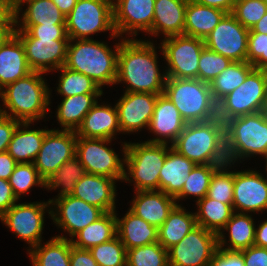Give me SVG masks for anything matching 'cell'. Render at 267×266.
<instances>
[{
	"label": "cell",
	"instance_id": "11",
	"mask_svg": "<svg viewBox=\"0 0 267 266\" xmlns=\"http://www.w3.org/2000/svg\"><path fill=\"white\" fill-rule=\"evenodd\" d=\"M110 139L84 138L77 136L76 157L85 167L87 174L103 175L116 180H127L124 164L112 149L104 144Z\"/></svg>",
	"mask_w": 267,
	"mask_h": 266
},
{
	"label": "cell",
	"instance_id": "10",
	"mask_svg": "<svg viewBox=\"0 0 267 266\" xmlns=\"http://www.w3.org/2000/svg\"><path fill=\"white\" fill-rule=\"evenodd\" d=\"M218 249V235L197 225L168 249L169 266H209Z\"/></svg>",
	"mask_w": 267,
	"mask_h": 266
},
{
	"label": "cell",
	"instance_id": "56",
	"mask_svg": "<svg viewBox=\"0 0 267 266\" xmlns=\"http://www.w3.org/2000/svg\"><path fill=\"white\" fill-rule=\"evenodd\" d=\"M17 164L7 151L0 153V179L9 180Z\"/></svg>",
	"mask_w": 267,
	"mask_h": 266
},
{
	"label": "cell",
	"instance_id": "43",
	"mask_svg": "<svg viewBox=\"0 0 267 266\" xmlns=\"http://www.w3.org/2000/svg\"><path fill=\"white\" fill-rule=\"evenodd\" d=\"M89 250L99 266H126L127 250L117 236Z\"/></svg>",
	"mask_w": 267,
	"mask_h": 266
},
{
	"label": "cell",
	"instance_id": "15",
	"mask_svg": "<svg viewBox=\"0 0 267 266\" xmlns=\"http://www.w3.org/2000/svg\"><path fill=\"white\" fill-rule=\"evenodd\" d=\"M77 135L72 130H49L34 160L39 176L45 180L76 156Z\"/></svg>",
	"mask_w": 267,
	"mask_h": 266
},
{
	"label": "cell",
	"instance_id": "44",
	"mask_svg": "<svg viewBox=\"0 0 267 266\" xmlns=\"http://www.w3.org/2000/svg\"><path fill=\"white\" fill-rule=\"evenodd\" d=\"M9 183L17 198L27 192L33 185L44 186V180L39 176L34 163H18L10 176Z\"/></svg>",
	"mask_w": 267,
	"mask_h": 266
},
{
	"label": "cell",
	"instance_id": "7",
	"mask_svg": "<svg viewBox=\"0 0 267 266\" xmlns=\"http://www.w3.org/2000/svg\"><path fill=\"white\" fill-rule=\"evenodd\" d=\"M112 31L113 25L112 0H77L72 11L66 16V31L72 42L78 39H89L88 35L99 31Z\"/></svg>",
	"mask_w": 267,
	"mask_h": 266
},
{
	"label": "cell",
	"instance_id": "27",
	"mask_svg": "<svg viewBox=\"0 0 267 266\" xmlns=\"http://www.w3.org/2000/svg\"><path fill=\"white\" fill-rule=\"evenodd\" d=\"M186 124L173 102L164 94L158 95L149 129L156 135L170 138L173 144Z\"/></svg>",
	"mask_w": 267,
	"mask_h": 266
},
{
	"label": "cell",
	"instance_id": "20",
	"mask_svg": "<svg viewBox=\"0 0 267 266\" xmlns=\"http://www.w3.org/2000/svg\"><path fill=\"white\" fill-rule=\"evenodd\" d=\"M55 205L58 206L60 216L57 217V213L55 216L53 211L49 214L56 224L70 233L71 237L104 214L100 208L72 195L56 199Z\"/></svg>",
	"mask_w": 267,
	"mask_h": 266
},
{
	"label": "cell",
	"instance_id": "39",
	"mask_svg": "<svg viewBox=\"0 0 267 266\" xmlns=\"http://www.w3.org/2000/svg\"><path fill=\"white\" fill-rule=\"evenodd\" d=\"M23 14V25L66 24V16L52 0H29Z\"/></svg>",
	"mask_w": 267,
	"mask_h": 266
},
{
	"label": "cell",
	"instance_id": "51",
	"mask_svg": "<svg viewBox=\"0 0 267 266\" xmlns=\"http://www.w3.org/2000/svg\"><path fill=\"white\" fill-rule=\"evenodd\" d=\"M20 121L0 113V153L6 152Z\"/></svg>",
	"mask_w": 267,
	"mask_h": 266
},
{
	"label": "cell",
	"instance_id": "3",
	"mask_svg": "<svg viewBox=\"0 0 267 266\" xmlns=\"http://www.w3.org/2000/svg\"><path fill=\"white\" fill-rule=\"evenodd\" d=\"M42 74L32 71L26 77L7 85L0 96L13 115L1 109L0 113L21 122L31 123L38 118L41 119L50 104L49 91L41 77Z\"/></svg>",
	"mask_w": 267,
	"mask_h": 266
},
{
	"label": "cell",
	"instance_id": "45",
	"mask_svg": "<svg viewBox=\"0 0 267 266\" xmlns=\"http://www.w3.org/2000/svg\"><path fill=\"white\" fill-rule=\"evenodd\" d=\"M231 63L229 58L205 47L199 57L198 79L210 83Z\"/></svg>",
	"mask_w": 267,
	"mask_h": 266
},
{
	"label": "cell",
	"instance_id": "32",
	"mask_svg": "<svg viewBox=\"0 0 267 266\" xmlns=\"http://www.w3.org/2000/svg\"><path fill=\"white\" fill-rule=\"evenodd\" d=\"M28 127L30 122H20L9 143L7 152L17 163H33L39 153L45 134L49 130H20ZM33 158V160H27ZM24 159V160H23Z\"/></svg>",
	"mask_w": 267,
	"mask_h": 266
},
{
	"label": "cell",
	"instance_id": "54",
	"mask_svg": "<svg viewBox=\"0 0 267 266\" xmlns=\"http://www.w3.org/2000/svg\"><path fill=\"white\" fill-rule=\"evenodd\" d=\"M70 266H99L90 250L71 246Z\"/></svg>",
	"mask_w": 267,
	"mask_h": 266
},
{
	"label": "cell",
	"instance_id": "13",
	"mask_svg": "<svg viewBox=\"0 0 267 266\" xmlns=\"http://www.w3.org/2000/svg\"><path fill=\"white\" fill-rule=\"evenodd\" d=\"M224 124L241 158L267 152V118L262 112L235 117Z\"/></svg>",
	"mask_w": 267,
	"mask_h": 266
},
{
	"label": "cell",
	"instance_id": "36",
	"mask_svg": "<svg viewBox=\"0 0 267 266\" xmlns=\"http://www.w3.org/2000/svg\"><path fill=\"white\" fill-rule=\"evenodd\" d=\"M255 67L245 62H232L209 84L212 97L218 103L227 94L238 88Z\"/></svg>",
	"mask_w": 267,
	"mask_h": 266
},
{
	"label": "cell",
	"instance_id": "47",
	"mask_svg": "<svg viewBox=\"0 0 267 266\" xmlns=\"http://www.w3.org/2000/svg\"><path fill=\"white\" fill-rule=\"evenodd\" d=\"M267 12V5L262 0H243L235 3L232 14L249 30Z\"/></svg>",
	"mask_w": 267,
	"mask_h": 266
},
{
	"label": "cell",
	"instance_id": "29",
	"mask_svg": "<svg viewBox=\"0 0 267 266\" xmlns=\"http://www.w3.org/2000/svg\"><path fill=\"white\" fill-rule=\"evenodd\" d=\"M226 14L221 9L204 6L188 0L185 14L184 35L205 39Z\"/></svg>",
	"mask_w": 267,
	"mask_h": 266
},
{
	"label": "cell",
	"instance_id": "6",
	"mask_svg": "<svg viewBox=\"0 0 267 266\" xmlns=\"http://www.w3.org/2000/svg\"><path fill=\"white\" fill-rule=\"evenodd\" d=\"M267 94V71L254 68L245 81L217 103V117L225 123L262 111Z\"/></svg>",
	"mask_w": 267,
	"mask_h": 266
},
{
	"label": "cell",
	"instance_id": "12",
	"mask_svg": "<svg viewBox=\"0 0 267 266\" xmlns=\"http://www.w3.org/2000/svg\"><path fill=\"white\" fill-rule=\"evenodd\" d=\"M249 29L232 13H226L204 39L205 47L229 58L232 62L247 61Z\"/></svg>",
	"mask_w": 267,
	"mask_h": 266
},
{
	"label": "cell",
	"instance_id": "31",
	"mask_svg": "<svg viewBox=\"0 0 267 266\" xmlns=\"http://www.w3.org/2000/svg\"><path fill=\"white\" fill-rule=\"evenodd\" d=\"M197 226L194 214L185 212L180 205H176L168 218L158 228V242L168 250L179 243L192 229Z\"/></svg>",
	"mask_w": 267,
	"mask_h": 266
},
{
	"label": "cell",
	"instance_id": "33",
	"mask_svg": "<svg viewBox=\"0 0 267 266\" xmlns=\"http://www.w3.org/2000/svg\"><path fill=\"white\" fill-rule=\"evenodd\" d=\"M115 214V212H105L96 221L77 232L74 236H77L78 240H71L72 245L89 250L112 240L117 236Z\"/></svg>",
	"mask_w": 267,
	"mask_h": 266
},
{
	"label": "cell",
	"instance_id": "58",
	"mask_svg": "<svg viewBox=\"0 0 267 266\" xmlns=\"http://www.w3.org/2000/svg\"><path fill=\"white\" fill-rule=\"evenodd\" d=\"M0 21H15V12L8 0H0Z\"/></svg>",
	"mask_w": 267,
	"mask_h": 266
},
{
	"label": "cell",
	"instance_id": "24",
	"mask_svg": "<svg viewBox=\"0 0 267 266\" xmlns=\"http://www.w3.org/2000/svg\"><path fill=\"white\" fill-rule=\"evenodd\" d=\"M97 103L85 115L75 133L84 138L111 140L116 131H121L116 105L114 108H110L109 105L99 106Z\"/></svg>",
	"mask_w": 267,
	"mask_h": 266
},
{
	"label": "cell",
	"instance_id": "17",
	"mask_svg": "<svg viewBox=\"0 0 267 266\" xmlns=\"http://www.w3.org/2000/svg\"><path fill=\"white\" fill-rule=\"evenodd\" d=\"M160 94L125 92L116 104L121 132H134L149 127L157 97Z\"/></svg>",
	"mask_w": 267,
	"mask_h": 266
},
{
	"label": "cell",
	"instance_id": "55",
	"mask_svg": "<svg viewBox=\"0 0 267 266\" xmlns=\"http://www.w3.org/2000/svg\"><path fill=\"white\" fill-rule=\"evenodd\" d=\"M9 180L0 179V217L16 203Z\"/></svg>",
	"mask_w": 267,
	"mask_h": 266
},
{
	"label": "cell",
	"instance_id": "62",
	"mask_svg": "<svg viewBox=\"0 0 267 266\" xmlns=\"http://www.w3.org/2000/svg\"><path fill=\"white\" fill-rule=\"evenodd\" d=\"M254 33H265L267 34V12L264 16L250 29Z\"/></svg>",
	"mask_w": 267,
	"mask_h": 266
},
{
	"label": "cell",
	"instance_id": "21",
	"mask_svg": "<svg viewBox=\"0 0 267 266\" xmlns=\"http://www.w3.org/2000/svg\"><path fill=\"white\" fill-rule=\"evenodd\" d=\"M116 179L103 175L85 174L75 185L72 196L105 212L115 210V181Z\"/></svg>",
	"mask_w": 267,
	"mask_h": 266
},
{
	"label": "cell",
	"instance_id": "22",
	"mask_svg": "<svg viewBox=\"0 0 267 266\" xmlns=\"http://www.w3.org/2000/svg\"><path fill=\"white\" fill-rule=\"evenodd\" d=\"M31 72L23 45L12 32L0 43V91Z\"/></svg>",
	"mask_w": 267,
	"mask_h": 266
},
{
	"label": "cell",
	"instance_id": "9",
	"mask_svg": "<svg viewBox=\"0 0 267 266\" xmlns=\"http://www.w3.org/2000/svg\"><path fill=\"white\" fill-rule=\"evenodd\" d=\"M205 48L203 39L178 35L167 37L162 43L164 57L169 65L167 77L198 79L199 57Z\"/></svg>",
	"mask_w": 267,
	"mask_h": 266
},
{
	"label": "cell",
	"instance_id": "53",
	"mask_svg": "<svg viewBox=\"0 0 267 266\" xmlns=\"http://www.w3.org/2000/svg\"><path fill=\"white\" fill-rule=\"evenodd\" d=\"M239 252L243 255L245 266H267V248L252 245Z\"/></svg>",
	"mask_w": 267,
	"mask_h": 266
},
{
	"label": "cell",
	"instance_id": "57",
	"mask_svg": "<svg viewBox=\"0 0 267 266\" xmlns=\"http://www.w3.org/2000/svg\"><path fill=\"white\" fill-rule=\"evenodd\" d=\"M194 1L204 6L221 9L226 13H232L235 5L234 0H194Z\"/></svg>",
	"mask_w": 267,
	"mask_h": 266
},
{
	"label": "cell",
	"instance_id": "64",
	"mask_svg": "<svg viewBox=\"0 0 267 266\" xmlns=\"http://www.w3.org/2000/svg\"><path fill=\"white\" fill-rule=\"evenodd\" d=\"M261 112L267 118V94H266V98H265L264 105H263V108H262V111Z\"/></svg>",
	"mask_w": 267,
	"mask_h": 266
},
{
	"label": "cell",
	"instance_id": "63",
	"mask_svg": "<svg viewBox=\"0 0 267 266\" xmlns=\"http://www.w3.org/2000/svg\"><path fill=\"white\" fill-rule=\"evenodd\" d=\"M29 0H12V8L15 12V25L18 23V14H19V11H20V4L22 5L23 2H27Z\"/></svg>",
	"mask_w": 267,
	"mask_h": 266
},
{
	"label": "cell",
	"instance_id": "42",
	"mask_svg": "<svg viewBox=\"0 0 267 266\" xmlns=\"http://www.w3.org/2000/svg\"><path fill=\"white\" fill-rule=\"evenodd\" d=\"M241 158L238 148L235 146L233 139L224 132L218 139L215 150L210 154L206 160L204 166L211 174H223L230 173L228 171L221 170L227 164H231L235 159Z\"/></svg>",
	"mask_w": 267,
	"mask_h": 266
},
{
	"label": "cell",
	"instance_id": "8",
	"mask_svg": "<svg viewBox=\"0 0 267 266\" xmlns=\"http://www.w3.org/2000/svg\"><path fill=\"white\" fill-rule=\"evenodd\" d=\"M224 132L225 124L218 117L203 122L187 123L171 148L196 165H204Z\"/></svg>",
	"mask_w": 267,
	"mask_h": 266
},
{
	"label": "cell",
	"instance_id": "19",
	"mask_svg": "<svg viewBox=\"0 0 267 266\" xmlns=\"http://www.w3.org/2000/svg\"><path fill=\"white\" fill-rule=\"evenodd\" d=\"M267 210V180L256 171L234 172L233 210Z\"/></svg>",
	"mask_w": 267,
	"mask_h": 266
},
{
	"label": "cell",
	"instance_id": "37",
	"mask_svg": "<svg viewBox=\"0 0 267 266\" xmlns=\"http://www.w3.org/2000/svg\"><path fill=\"white\" fill-rule=\"evenodd\" d=\"M86 174L85 167L80 163L79 159L75 156L71 160L65 162L59 169L52 173L44 180V186L48 189H55L62 186L58 198L70 196L74 192L77 182Z\"/></svg>",
	"mask_w": 267,
	"mask_h": 266
},
{
	"label": "cell",
	"instance_id": "50",
	"mask_svg": "<svg viewBox=\"0 0 267 266\" xmlns=\"http://www.w3.org/2000/svg\"><path fill=\"white\" fill-rule=\"evenodd\" d=\"M13 31H27L32 37L37 39H69L66 31V24L52 25H22Z\"/></svg>",
	"mask_w": 267,
	"mask_h": 266
},
{
	"label": "cell",
	"instance_id": "34",
	"mask_svg": "<svg viewBox=\"0 0 267 266\" xmlns=\"http://www.w3.org/2000/svg\"><path fill=\"white\" fill-rule=\"evenodd\" d=\"M102 94H79L64 97L58 107L57 119L64 130L76 131L85 115L97 102L95 98Z\"/></svg>",
	"mask_w": 267,
	"mask_h": 266
},
{
	"label": "cell",
	"instance_id": "4",
	"mask_svg": "<svg viewBox=\"0 0 267 266\" xmlns=\"http://www.w3.org/2000/svg\"><path fill=\"white\" fill-rule=\"evenodd\" d=\"M163 94L177 107L186 123L217 117V103L212 97L209 83L199 79L167 77Z\"/></svg>",
	"mask_w": 267,
	"mask_h": 266
},
{
	"label": "cell",
	"instance_id": "5",
	"mask_svg": "<svg viewBox=\"0 0 267 266\" xmlns=\"http://www.w3.org/2000/svg\"><path fill=\"white\" fill-rule=\"evenodd\" d=\"M123 160L134 178L137 191H159V173L166 159L165 139H152L145 143L124 144Z\"/></svg>",
	"mask_w": 267,
	"mask_h": 266
},
{
	"label": "cell",
	"instance_id": "46",
	"mask_svg": "<svg viewBox=\"0 0 267 266\" xmlns=\"http://www.w3.org/2000/svg\"><path fill=\"white\" fill-rule=\"evenodd\" d=\"M212 175L204 165H196L190 172L188 179L182 187L181 192L175 197V200L188 195L198 197V200L207 195Z\"/></svg>",
	"mask_w": 267,
	"mask_h": 266
},
{
	"label": "cell",
	"instance_id": "35",
	"mask_svg": "<svg viewBox=\"0 0 267 266\" xmlns=\"http://www.w3.org/2000/svg\"><path fill=\"white\" fill-rule=\"evenodd\" d=\"M71 239L57 236L43 247L34 246L30 258L33 266H70Z\"/></svg>",
	"mask_w": 267,
	"mask_h": 266
},
{
	"label": "cell",
	"instance_id": "14",
	"mask_svg": "<svg viewBox=\"0 0 267 266\" xmlns=\"http://www.w3.org/2000/svg\"><path fill=\"white\" fill-rule=\"evenodd\" d=\"M13 33L20 39L32 71L45 73L65 66L70 39H37L27 31Z\"/></svg>",
	"mask_w": 267,
	"mask_h": 266
},
{
	"label": "cell",
	"instance_id": "66",
	"mask_svg": "<svg viewBox=\"0 0 267 266\" xmlns=\"http://www.w3.org/2000/svg\"><path fill=\"white\" fill-rule=\"evenodd\" d=\"M240 1H243V0H234L235 3L240 2Z\"/></svg>",
	"mask_w": 267,
	"mask_h": 266
},
{
	"label": "cell",
	"instance_id": "61",
	"mask_svg": "<svg viewBox=\"0 0 267 266\" xmlns=\"http://www.w3.org/2000/svg\"><path fill=\"white\" fill-rule=\"evenodd\" d=\"M15 21H0V43L13 32Z\"/></svg>",
	"mask_w": 267,
	"mask_h": 266
},
{
	"label": "cell",
	"instance_id": "30",
	"mask_svg": "<svg viewBox=\"0 0 267 266\" xmlns=\"http://www.w3.org/2000/svg\"><path fill=\"white\" fill-rule=\"evenodd\" d=\"M199 212L195 213L197 225L218 235V248L225 243L221 228L230 220L234 210L229 204L216 201L207 196L197 201Z\"/></svg>",
	"mask_w": 267,
	"mask_h": 266
},
{
	"label": "cell",
	"instance_id": "16",
	"mask_svg": "<svg viewBox=\"0 0 267 266\" xmlns=\"http://www.w3.org/2000/svg\"><path fill=\"white\" fill-rule=\"evenodd\" d=\"M46 206L47 203L14 204L0 219L19 238L29 242L33 248L41 242Z\"/></svg>",
	"mask_w": 267,
	"mask_h": 266
},
{
	"label": "cell",
	"instance_id": "1",
	"mask_svg": "<svg viewBox=\"0 0 267 266\" xmlns=\"http://www.w3.org/2000/svg\"><path fill=\"white\" fill-rule=\"evenodd\" d=\"M153 43L125 39L118 54L116 81L130 86L126 92L163 94L167 75L161 76Z\"/></svg>",
	"mask_w": 267,
	"mask_h": 266
},
{
	"label": "cell",
	"instance_id": "18",
	"mask_svg": "<svg viewBox=\"0 0 267 266\" xmlns=\"http://www.w3.org/2000/svg\"><path fill=\"white\" fill-rule=\"evenodd\" d=\"M113 2V25L116 35L137 30L151 33L155 0H116Z\"/></svg>",
	"mask_w": 267,
	"mask_h": 266
},
{
	"label": "cell",
	"instance_id": "52",
	"mask_svg": "<svg viewBox=\"0 0 267 266\" xmlns=\"http://www.w3.org/2000/svg\"><path fill=\"white\" fill-rule=\"evenodd\" d=\"M209 266H245L239 251H226L218 248Z\"/></svg>",
	"mask_w": 267,
	"mask_h": 266
},
{
	"label": "cell",
	"instance_id": "25",
	"mask_svg": "<svg viewBox=\"0 0 267 266\" xmlns=\"http://www.w3.org/2000/svg\"><path fill=\"white\" fill-rule=\"evenodd\" d=\"M188 0H155L152 34L162 32L165 37L184 35Z\"/></svg>",
	"mask_w": 267,
	"mask_h": 266
},
{
	"label": "cell",
	"instance_id": "41",
	"mask_svg": "<svg viewBox=\"0 0 267 266\" xmlns=\"http://www.w3.org/2000/svg\"><path fill=\"white\" fill-rule=\"evenodd\" d=\"M126 266H169L168 250L158 241L127 249Z\"/></svg>",
	"mask_w": 267,
	"mask_h": 266
},
{
	"label": "cell",
	"instance_id": "28",
	"mask_svg": "<svg viewBox=\"0 0 267 266\" xmlns=\"http://www.w3.org/2000/svg\"><path fill=\"white\" fill-rule=\"evenodd\" d=\"M116 231L126 250L158 241V228L130 210L122 220L116 217Z\"/></svg>",
	"mask_w": 267,
	"mask_h": 266
},
{
	"label": "cell",
	"instance_id": "23",
	"mask_svg": "<svg viewBox=\"0 0 267 266\" xmlns=\"http://www.w3.org/2000/svg\"><path fill=\"white\" fill-rule=\"evenodd\" d=\"M130 211L159 228L177 205L174 197L163 191H137Z\"/></svg>",
	"mask_w": 267,
	"mask_h": 266
},
{
	"label": "cell",
	"instance_id": "60",
	"mask_svg": "<svg viewBox=\"0 0 267 266\" xmlns=\"http://www.w3.org/2000/svg\"><path fill=\"white\" fill-rule=\"evenodd\" d=\"M52 2L67 16L76 5L77 0H52Z\"/></svg>",
	"mask_w": 267,
	"mask_h": 266
},
{
	"label": "cell",
	"instance_id": "26",
	"mask_svg": "<svg viewBox=\"0 0 267 266\" xmlns=\"http://www.w3.org/2000/svg\"><path fill=\"white\" fill-rule=\"evenodd\" d=\"M195 166L194 162L170 148L159 173V191L175 198Z\"/></svg>",
	"mask_w": 267,
	"mask_h": 266
},
{
	"label": "cell",
	"instance_id": "2",
	"mask_svg": "<svg viewBox=\"0 0 267 266\" xmlns=\"http://www.w3.org/2000/svg\"><path fill=\"white\" fill-rule=\"evenodd\" d=\"M67 47L65 67L83 73L91 78L100 88L105 84H114L117 77L118 54L120 43L113 52L103 42L92 39H78Z\"/></svg>",
	"mask_w": 267,
	"mask_h": 266
},
{
	"label": "cell",
	"instance_id": "65",
	"mask_svg": "<svg viewBox=\"0 0 267 266\" xmlns=\"http://www.w3.org/2000/svg\"><path fill=\"white\" fill-rule=\"evenodd\" d=\"M263 155L266 156L265 158H266V163H267V152ZM266 167H267V164H266ZM266 170H267V168H266Z\"/></svg>",
	"mask_w": 267,
	"mask_h": 266
},
{
	"label": "cell",
	"instance_id": "38",
	"mask_svg": "<svg viewBox=\"0 0 267 266\" xmlns=\"http://www.w3.org/2000/svg\"><path fill=\"white\" fill-rule=\"evenodd\" d=\"M230 230V247L226 251H241L254 245L255 227L252 218L242 212L232 214L230 220L222 228Z\"/></svg>",
	"mask_w": 267,
	"mask_h": 266
},
{
	"label": "cell",
	"instance_id": "49",
	"mask_svg": "<svg viewBox=\"0 0 267 266\" xmlns=\"http://www.w3.org/2000/svg\"><path fill=\"white\" fill-rule=\"evenodd\" d=\"M247 62L267 71V34L249 30Z\"/></svg>",
	"mask_w": 267,
	"mask_h": 266
},
{
	"label": "cell",
	"instance_id": "59",
	"mask_svg": "<svg viewBox=\"0 0 267 266\" xmlns=\"http://www.w3.org/2000/svg\"><path fill=\"white\" fill-rule=\"evenodd\" d=\"M254 245L267 248V220L255 229Z\"/></svg>",
	"mask_w": 267,
	"mask_h": 266
},
{
	"label": "cell",
	"instance_id": "48",
	"mask_svg": "<svg viewBox=\"0 0 267 266\" xmlns=\"http://www.w3.org/2000/svg\"><path fill=\"white\" fill-rule=\"evenodd\" d=\"M233 189L234 172L214 174L206 196L233 207Z\"/></svg>",
	"mask_w": 267,
	"mask_h": 266
},
{
	"label": "cell",
	"instance_id": "40",
	"mask_svg": "<svg viewBox=\"0 0 267 266\" xmlns=\"http://www.w3.org/2000/svg\"><path fill=\"white\" fill-rule=\"evenodd\" d=\"M58 93L69 97L79 94H102V89L88 76L62 66Z\"/></svg>",
	"mask_w": 267,
	"mask_h": 266
}]
</instances>
